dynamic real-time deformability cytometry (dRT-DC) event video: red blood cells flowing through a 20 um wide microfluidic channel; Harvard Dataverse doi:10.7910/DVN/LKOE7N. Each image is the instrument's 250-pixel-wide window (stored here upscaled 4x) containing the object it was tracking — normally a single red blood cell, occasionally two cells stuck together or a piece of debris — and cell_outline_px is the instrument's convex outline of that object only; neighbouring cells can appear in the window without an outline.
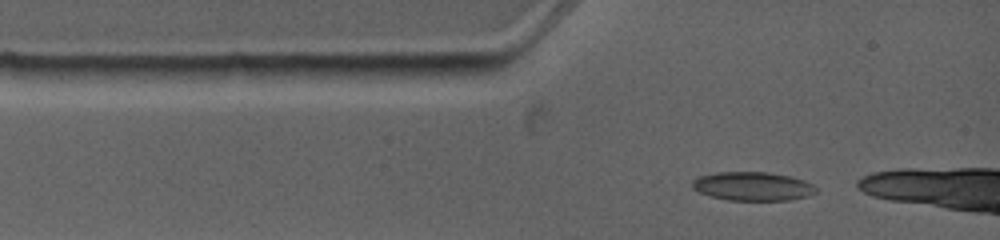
{"species": "common noctule bat (a hibernating species)", "species_latin": "Nyctalus noctula", "temperature_condition": "warm", "stored_images_in_passage": 6, "camera_frame_rate_fps": 4500, "um_per_image_px": 0.085, "animal": {"sex": "female", "body_mass_g": 19.0, "forearm_length_mm": 53.3}, "frame": {"image": 1, "passage_image": 1, "time_ms": 0.0, "image_size_px": [1000, 240], "cell_outline_px": [[816, 192], [808, 196], [788, 200], [728, 200], [708, 196], [696, 192], [692, 188], [692, 180], [700, 176], [716, 172], [768, 172], [788, 176], [804, 180], [812, 184], [816, 188]], "centroid_in_image_um": [63.93, 15.84], "position_along_channel_um": 21.1, "area_um2": 20.81}}
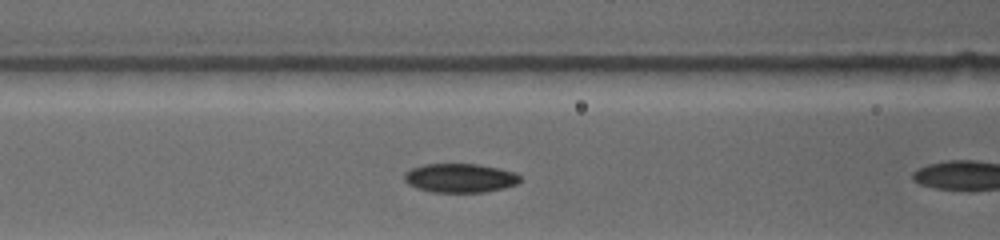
{"frame": {"image": 2, "passage_image": 5, "time_ms": 3.111, "image_size_px": [1000, 240], "cell_outline_px": [[520, 180], [516, 184], [504, 188], [484, 192], [436, 192], [416, 188], [408, 184], [404, 180], [404, 176], [412, 168], [424, 164], [476, 164], [516, 172], [520, 176]], "centroid_in_image_um": [39.11, 15.13], "position_along_channel_um": 127.5, "area_um2": 19.36}}